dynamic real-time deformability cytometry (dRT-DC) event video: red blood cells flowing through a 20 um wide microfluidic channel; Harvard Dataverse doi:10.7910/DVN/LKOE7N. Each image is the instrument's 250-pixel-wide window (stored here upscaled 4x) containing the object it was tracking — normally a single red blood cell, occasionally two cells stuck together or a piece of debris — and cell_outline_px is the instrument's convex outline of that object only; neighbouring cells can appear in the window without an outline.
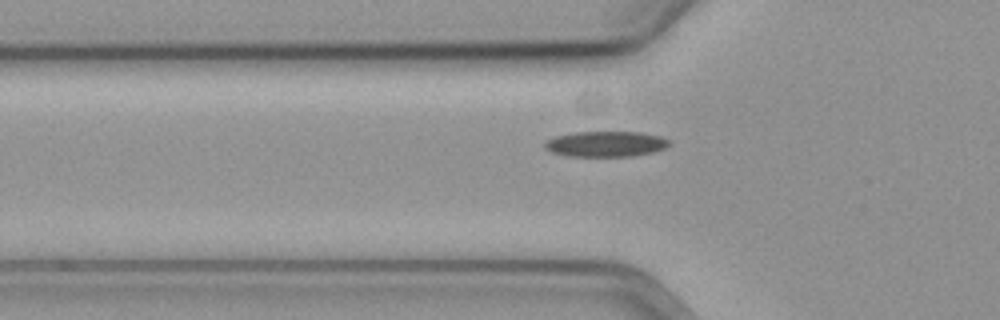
{"species": "common noctule bat (a hibernating species)", "species_latin": "Nyctalus noctula", "temperature_condition": "cold", "stored_images_in_passage": 41, "camera_frame_rate_fps": 3000, "um_per_image_px": 0.085, "animal": {"sex": "female", "body_mass_g": 19.3, "forearm_length_mm": 54.1}, "frame": {"image": 1, "passage_image": 3, "time_ms": 0.667, "image_size_px": [1000, 320], "cell_outline_px": [[672, 144], [664, 148], [652, 152], [632, 156], [568, 156], [552, 152], [544, 148], [544, 140], [556, 136], [576, 132], [640, 132], [660, 136], [668, 140]], "centroid_in_image_um": [51.47, 12.23], "position_along_channel_um": 74.3, "area_um2": 18.5}}
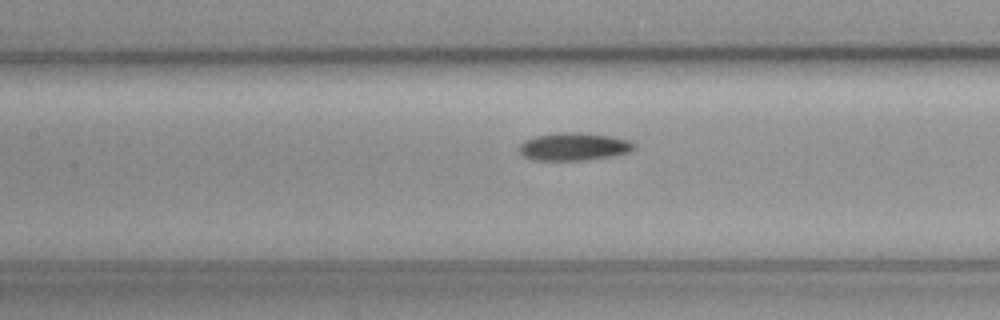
{"frame": {"image": 2, "passage_image": 10, "time_ms": 3.0, "image_size_px": [1000, 320], "cell_outline_px": [[636, 144], [628, 152], [612, 156], [584, 160], [532, 160], [524, 156], [520, 152], [520, 144], [524, 140], [532, 136], [560, 132], [580, 132], [612, 136], [632, 140]], "centroid_in_image_um": [48.77, 12.45], "position_along_channel_um": 158.6, "area_um2": 18.73}}
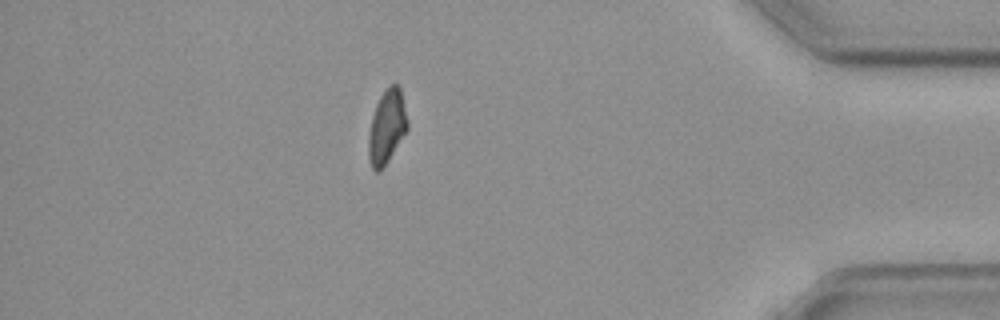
{"frame": {"image": 3, "passage_image": 34, "time_ms": 11.0, "image_size_px": [1000, 320], "cell_outline_px": [[408, 128], [388, 160], [380, 172], [376, 172], [372, 168], [368, 160], [368, 136], [372, 116], [376, 104], [380, 96], [392, 84], [396, 84], [400, 88], [408, 120]], "centroid_in_image_um": [32.86, 10.81], "position_along_channel_um": 402.3, "area_um2": 16.59}, "authors_computed_cell_mechanics": {"area_um2": 17.8024, "velocity_mm_per_s": 3.5887, "shape_relaxation_time_tau1_ms": 10.6158, "shape_relaxation_time_tau2_ms": null, "deformation_change_tau1": 0.1845, "deformation_change_tau2": null}}